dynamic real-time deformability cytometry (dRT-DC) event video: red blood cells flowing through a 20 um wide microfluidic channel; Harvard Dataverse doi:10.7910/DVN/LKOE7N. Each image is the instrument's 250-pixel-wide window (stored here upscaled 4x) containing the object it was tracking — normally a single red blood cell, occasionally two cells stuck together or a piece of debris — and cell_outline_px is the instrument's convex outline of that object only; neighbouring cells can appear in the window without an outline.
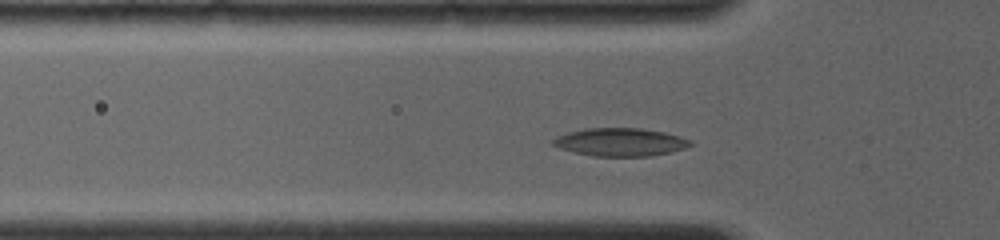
{"species": "common noctule bat (a hibernating species)", "species_latin": "Nyctalus noctula", "temperature_condition": "room temperature", "stored_images_in_passage": 24, "camera_frame_rate_fps": 4000, "um_per_image_px": 0.085, "animal": {"sex": "female", "body_mass_g": 19.0, "forearm_length_mm": 56.7}, "frame": {"image": 1, "passage_image": 5, "time_ms": 2.0, "image_size_px": [1000, 240], "cell_outline_px": [[692, 144], [684, 148], [672, 152], [652, 156], [592, 156], [560, 148], [552, 144], [548, 140], [556, 136], [568, 132], [584, 128], [640, 128], [664, 132], [680, 136], [692, 140]], "centroid_in_image_um": [52.71, 12.07], "position_along_channel_um": 73.1, "area_um2": 22.6}}
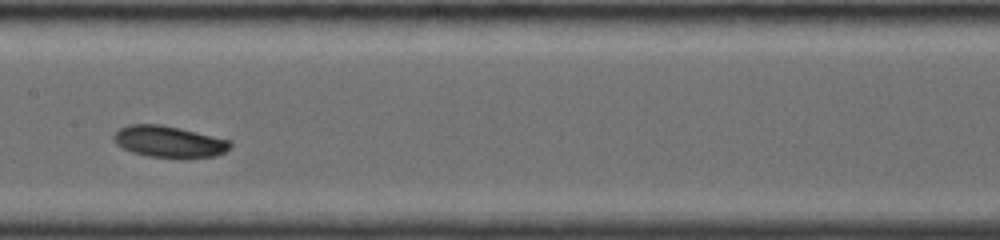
{"frame": {"image": 2, "passage_image": 12, "time_ms": 5.0, "image_size_px": [1000, 240], "cell_outline_px": [[232, 144], [224, 152], [216, 156], [148, 156], [132, 152], [116, 144], [112, 136], [120, 128], [128, 124], [160, 124], [180, 128], [232, 140]], "centroid_in_image_um": [14.35, 12.0], "position_along_channel_um": 193.1, "area_um2": 20.92}}
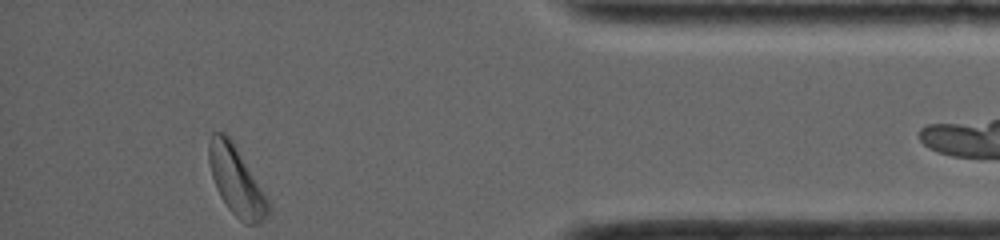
{"frame": {"image": 3, "passage_image": 23, "time_ms": 11.25, "image_size_px": [1000, 240], "cell_outline_px": [[272, 204], [268, 212], [260, 224], [244, 224], [228, 208], [220, 196], [216, 188], [212, 176], [208, 160], [208, 144], [212, 132], [224, 132], [232, 140]], "centroid_in_image_um": [20.09, 15.37], "position_along_channel_um": 415.1, "area_um2": 23.81}}